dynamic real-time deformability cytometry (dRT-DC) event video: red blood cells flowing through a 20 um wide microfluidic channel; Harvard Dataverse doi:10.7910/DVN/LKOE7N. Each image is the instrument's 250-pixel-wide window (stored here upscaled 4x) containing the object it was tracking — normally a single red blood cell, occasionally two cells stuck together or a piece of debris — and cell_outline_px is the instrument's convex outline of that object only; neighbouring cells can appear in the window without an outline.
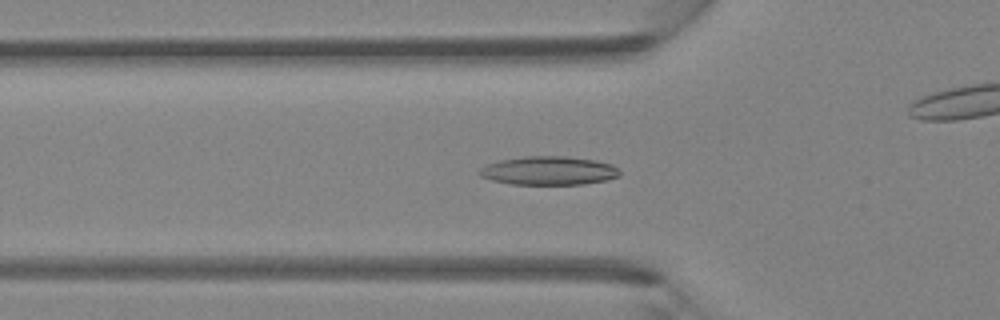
{"species": "Egyptian fruit bat (a non-hibernating species)", "species_latin": "Rousettus aegyptiacus", "temperature_condition": "room temperature", "stored_images_in_passage": 47, "camera_frame_rate_fps": 3000, "um_per_image_px": 0.085, "animal": {"sex": "female"}, "frame": {"image": 1, "passage_image": 16, "time_ms": 5.0, "image_size_px": [1000, 320], "cell_outline_px": [[620, 176], [604, 180], [584, 184], [512, 184], [492, 180], [480, 176], [476, 172], [480, 168], [488, 164], [500, 160], [524, 156], [564, 156], [596, 160], [612, 164], [620, 172]], "centroid_in_image_um": [46.62, 14.5], "position_along_channel_um": 79.2, "area_um2": 23.35}}
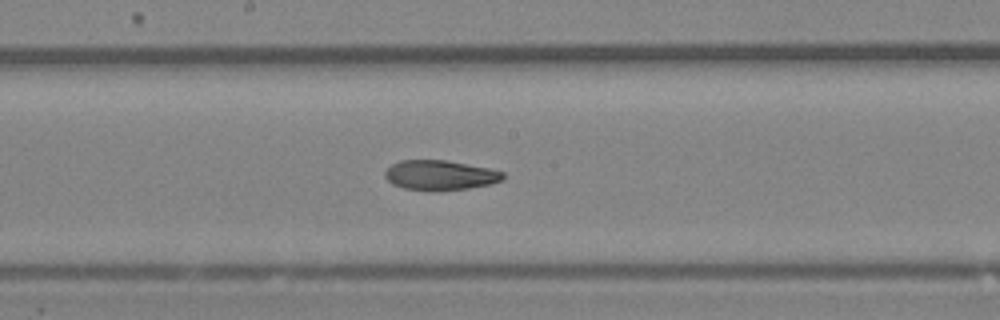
{"frame": {"image": 2, "passage_image": 25, "time_ms": 8.0, "image_size_px": [1000, 320], "cell_outline_px": [[504, 180], [492, 184], [468, 188], [436, 192], [432, 192], [404, 188], [392, 184], [384, 176], [384, 172], [392, 164], [400, 160], [444, 160], [492, 168], [504, 172]], "centroid_in_image_um": [37.43, 14.9], "position_along_channel_um": 210.8, "area_um2": 20.92}}
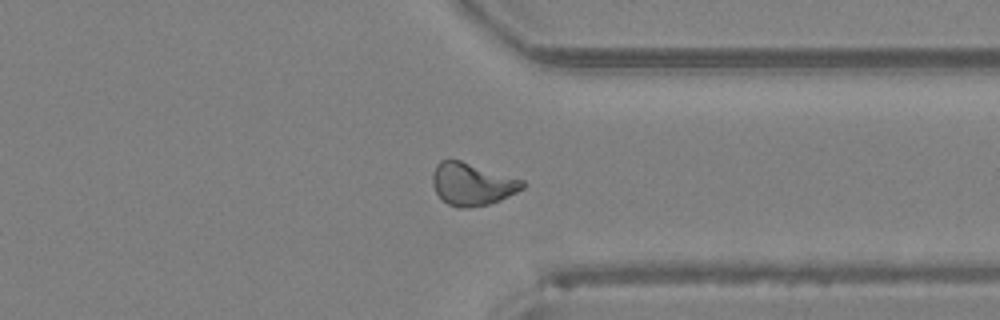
{"frame": {"image": 3, "passage_image": 36, "time_ms": 11.667, "image_size_px": [1000, 320], "cell_outline_px": [[524, 188], [500, 200], [488, 204], [468, 208], [456, 208], [448, 204], [436, 192], [432, 184], [432, 172], [436, 164], [440, 160], [460, 160], [524, 180]], "centroid_in_image_um": [40.11, 15.65], "position_along_channel_um": 371.3, "area_um2": 22.2}}